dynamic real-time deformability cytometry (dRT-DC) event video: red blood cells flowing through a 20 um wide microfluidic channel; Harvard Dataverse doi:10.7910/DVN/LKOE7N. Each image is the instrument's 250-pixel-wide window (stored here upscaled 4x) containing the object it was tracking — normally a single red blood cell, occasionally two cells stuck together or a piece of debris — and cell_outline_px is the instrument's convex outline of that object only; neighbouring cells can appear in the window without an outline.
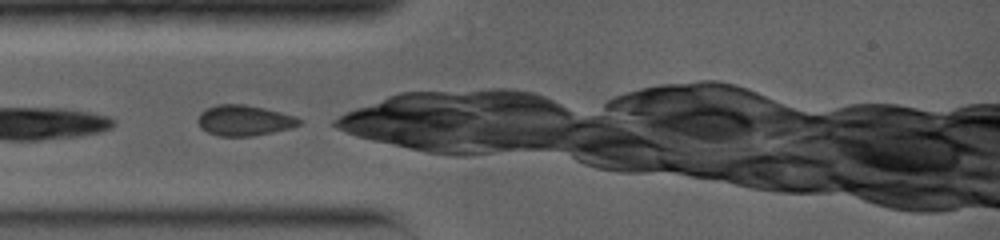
{"species": "common noctule bat (a hibernating species)", "species_latin": "Nyctalus noctula", "temperature_condition": "warm", "stored_images_in_passage": 8, "camera_frame_rate_fps": 5000, "um_per_image_px": 0.085, "animal": {"sex": "female", "body_mass_g": 19.0, "forearm_length_mm": 56.7}, "frame": {"image": 1, "passage_image": 1, "time_ms": 0.0, "image_size_px": [1000, 240], "cell_outline_px": [[304, 120], [300, 124], [288, 128], [272, 132], [252, 136], [220, 136], [208, 132], [200, 128], [196, 120], [200, 112], [216, 104], [244, 104], [264, 108], [296, 116]], "centroid_in_image_um": [20.74, 10.23], "position_along_channel_um": 64.3, "area_um2": 18.09}}